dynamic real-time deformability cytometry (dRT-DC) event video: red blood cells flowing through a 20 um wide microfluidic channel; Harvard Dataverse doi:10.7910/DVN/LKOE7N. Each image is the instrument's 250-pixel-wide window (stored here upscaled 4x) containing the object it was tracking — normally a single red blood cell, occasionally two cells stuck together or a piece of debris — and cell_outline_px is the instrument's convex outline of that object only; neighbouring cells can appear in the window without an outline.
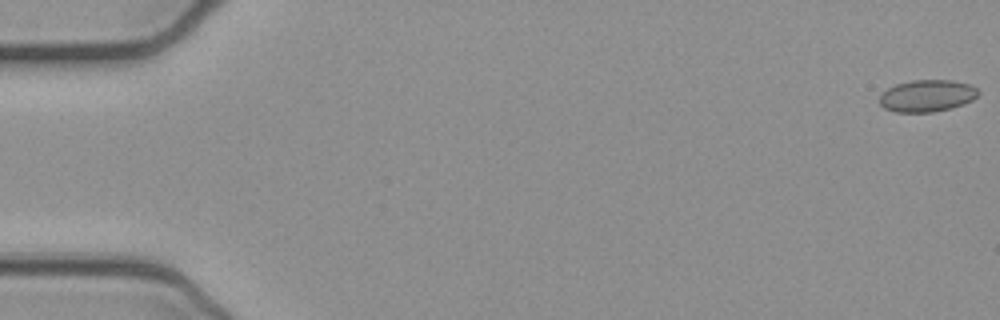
{"species": "common noctule bat (a hibernating species)", "species_latin": "Nyctalus noctula", "temperature_condition": "cold", "stored_images_in_passage": 12, "camera_frame_rate_fps": 3000, "um_per_image_px": 0.085, "animal": {"sex": "female", "body_mass_g": 21.9}, "frame": {"image": 1, "passage_image": 1, "time_ms": 0.0, "image_size_px": [1000, 320], "cell_outline_px": [[980, 92], [972, 100], [964, 104], [932, 112], [896, 112], [884, 108], [880, 104], [880, 96], [888, 88], [896, 84], [912, 80], [952, 80], [968, 84], [976, 88]], "centroid_in_image_um": [78.79, 8.14], "position_along_channel_um": 6.2, "area_um2": 18.21}}